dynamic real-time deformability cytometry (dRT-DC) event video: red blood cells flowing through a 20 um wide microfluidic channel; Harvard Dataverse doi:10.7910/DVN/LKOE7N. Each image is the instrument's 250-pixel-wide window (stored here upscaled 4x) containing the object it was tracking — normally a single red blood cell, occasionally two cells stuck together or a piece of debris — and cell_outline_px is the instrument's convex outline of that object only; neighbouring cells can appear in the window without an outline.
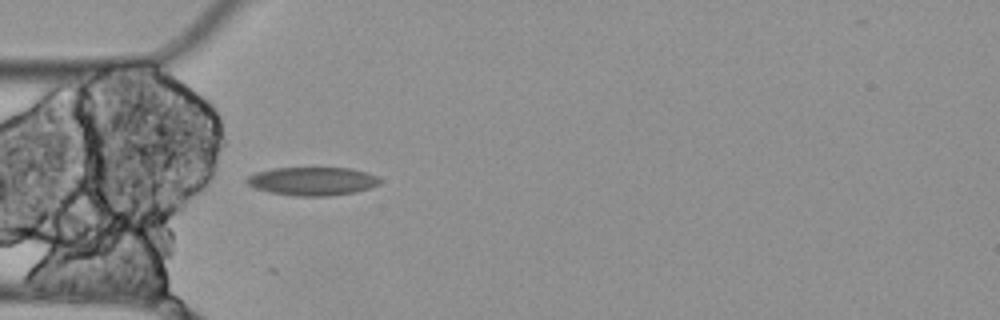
{"species": "Egyptian fruit bat (a non-hibernating species)", "species_latin": "Rousettus aegyptiacus", "temperature_condition": "cold", "stored_images_in_passage": 4, "camera_frame_rate_fps": 3000, "um_per_image_px": 0.085, "animal": {"sex": "female"}, "frame": {"image": 1, "passage_image": 4, "time_ms": 1.0, "image_size_px": [1000, 320], "cell_outline_px": [[380, 184], [356, 192], [328, 196], [296, 196], [268, 192], [256, 188], [248, 184], [244, 180], [248, 176], [256, 172], [272, 168], [352, 168], [368, 172], [376, 176], [380, 180]], "centroid_in_image_um": [26.55, 15.4], "position_along_channel_um": 58.5, "area_um2": 22.08}}